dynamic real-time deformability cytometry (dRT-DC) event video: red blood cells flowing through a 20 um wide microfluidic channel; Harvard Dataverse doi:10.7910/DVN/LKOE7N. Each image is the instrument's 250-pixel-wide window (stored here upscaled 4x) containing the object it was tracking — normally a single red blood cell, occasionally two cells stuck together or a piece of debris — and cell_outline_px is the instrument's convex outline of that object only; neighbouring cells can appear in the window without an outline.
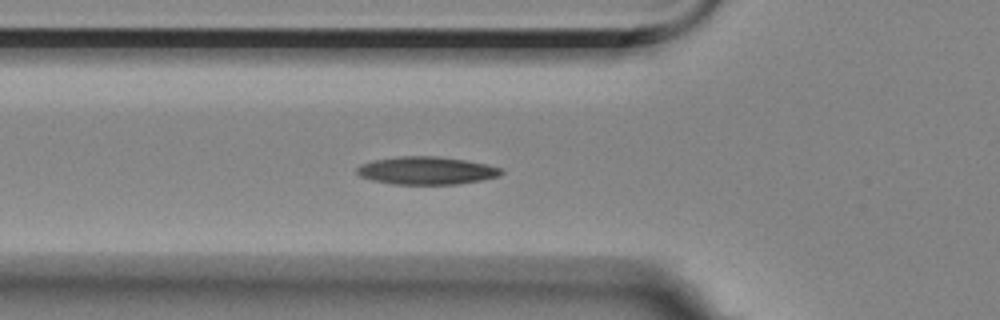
{"species": "Egyptian fruit bat (a non-hibernating species)", "species_latin": "Rousettus aegyptiacus", "temperature_condition": "room temperature", "stored_images_in_passage": 40, "camera_frame_rate_fps": 3000, "um_per_image_px": 0.085, "animal": {"sex": "female"}, "frame": {"image": 1, "passage_image": 2, "time_ms": 0.333, "image_size_px": [1000, 320], "cell_outline_px": [[504, 172], [500, 176], [484, 180], [456, 184], [392, 184], [372, 180], [360, 176], [356, 172], [356, 168], [360, 164], [372, 160], [400, 156], [436, 156], [464, 160], [484, 164], [500, 168]], "centroid_in_image_um": [36.22, 14.5], "position_along_channel_um": 89.6, "area_um2": 23.41}}
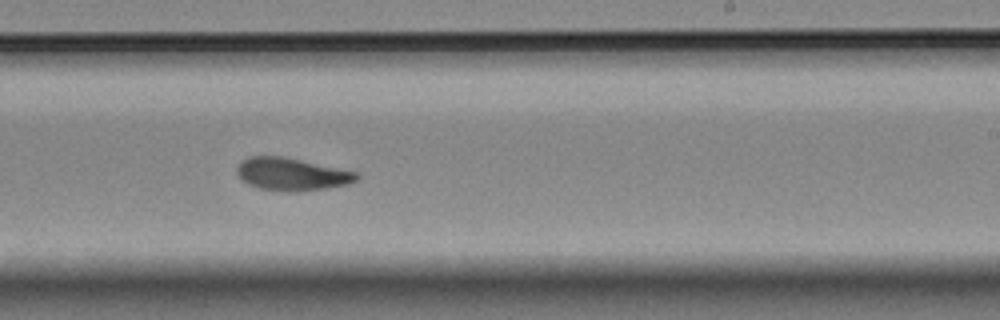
{"frame": {"image": 2, "passage_image": 17, "time_ms": 5.333, "image_size_px": [1000, 320], "cell_outline_px": [[360, 176], [356, 180], [348, 184], [300, 192], [288, 192], [260, 188], [248, 184], [240, 180], [236, 172], [236, 168], [240, 160], [248, 156], [280, 156], [300, 160], [356, 172]], "centroid_in_image_um": [24.72, 14.81], "position_along_channel_um": 264.3, "area_um2": 22.72}}
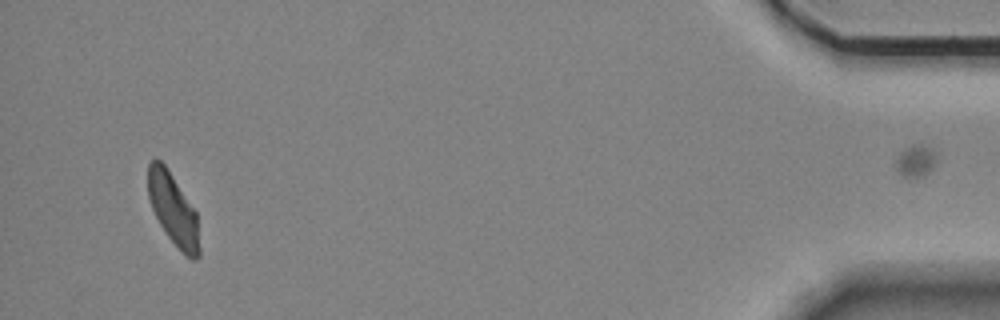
{"frame": {"image": 3, "passage_image": 37, "time_ms": 12.0, "image_size_px": [1000, 320], "cell_outline_px": [[200, 256], [196, 260], [192, 260], [168, 236], [160, 224], [152, 208], [148, 196], [148, 164], [152, 160], [160, 160], [164, 164], [196, 212], [200, 248]], "centroid_in_image_um": [14.72, 17.81], "position_along_channel_um": 420.5, "area_um2": 20.87}}